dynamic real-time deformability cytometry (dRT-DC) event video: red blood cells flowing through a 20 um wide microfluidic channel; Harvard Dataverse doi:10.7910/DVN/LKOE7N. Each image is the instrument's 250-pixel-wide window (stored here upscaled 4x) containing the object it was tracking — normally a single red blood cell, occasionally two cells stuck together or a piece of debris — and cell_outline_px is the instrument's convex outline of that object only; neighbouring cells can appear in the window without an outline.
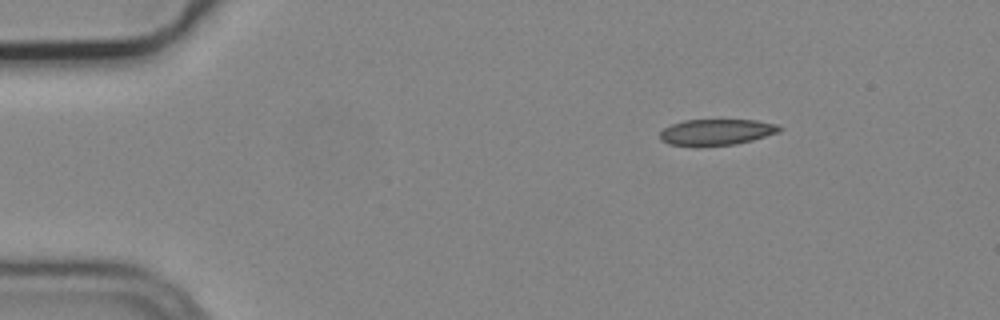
{"species": "common noctule bat (a hibernating species)", "species_latin": "Nyctalus noctula", "temperature_condition": "cold", "stored_images_in_passage": 3, "camera_frame_rate_fps": 3000, "um_per_image_px": 0.085, "animal": {"sex": "male", "body_mass_g": 19.2, "forearm_length_mm": 51.8}, "frame": {"image": 1, "passage_image": 1, "time_ms": 0.0, "image_size_px": [1000, 320], "cell_outline_px": [[784, 128], [780, 132], [752, 140], [736, 144], [696, 148], [692, 148], [668, 144], [660, 140], [660, 132], [664, 128], [672, 124], [684, 120], [756, 120], [780, 124]], "centroid_in_image_um": [60.89, 11.26], "position_along_channel_um": 24.1, "area_um2": 18.84}}